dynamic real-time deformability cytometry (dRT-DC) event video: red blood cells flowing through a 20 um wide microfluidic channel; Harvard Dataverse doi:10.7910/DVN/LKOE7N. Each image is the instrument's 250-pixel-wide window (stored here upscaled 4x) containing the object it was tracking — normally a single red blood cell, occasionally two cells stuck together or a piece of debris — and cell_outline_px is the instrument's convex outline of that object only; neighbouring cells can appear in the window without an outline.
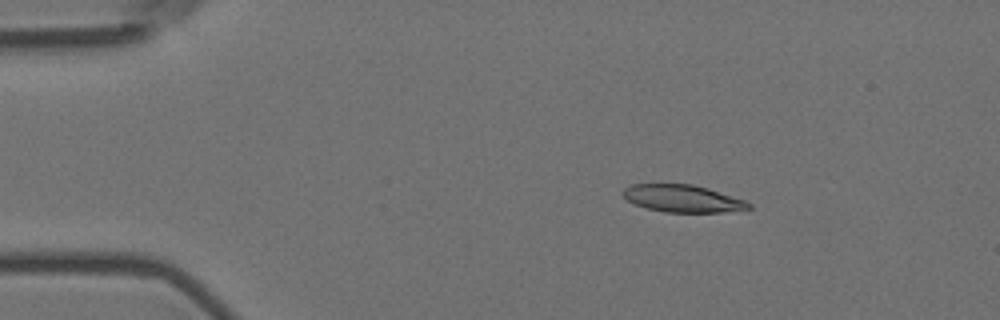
{"species": "Egyptian fruit bat (a non-hibernating species)", "species_latin": "Rousettus aegyptiacus", "temperature_condition": "room temperature", "stored_images_in_passage": 4, "camera_frame_rate_fps": 3000, "um_per_image_px": 0.085, "animal": {"sex": "female"}, "frame": {"image": 1, "passage_image": 2, "time_ms": 0.333, "image_size_px": [1000, 320], "cell_outline_px": [[752, 208], [720, 212], [664, 212], [648, 208], [636, 204], [628, 200], [620, 192], [624, 188], [632, 184], [692, 184], [708, 188], [744, 200], [752, 204]], "centroid_in_image_um": [58.01, 16.87], "position_along_channel_um": 27.0, "area_um2": 19.83}}